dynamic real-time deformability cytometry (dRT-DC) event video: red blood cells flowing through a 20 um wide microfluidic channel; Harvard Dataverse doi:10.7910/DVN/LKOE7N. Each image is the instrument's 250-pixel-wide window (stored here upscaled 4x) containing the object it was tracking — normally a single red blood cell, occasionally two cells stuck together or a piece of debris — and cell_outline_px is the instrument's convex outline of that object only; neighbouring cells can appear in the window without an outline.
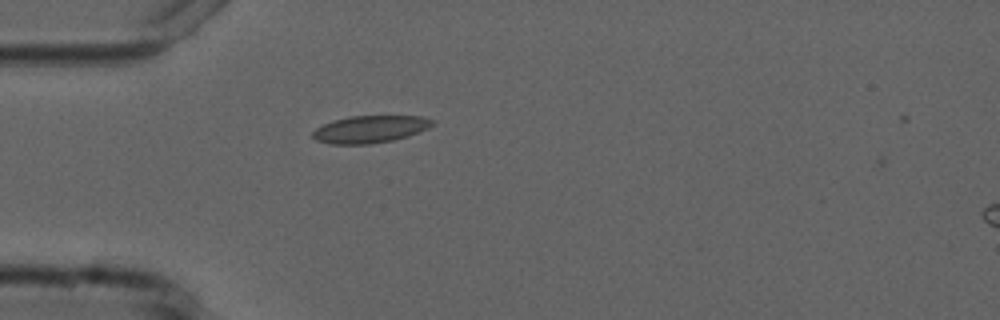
{"species": "common noctule bat (a hibernating species)", "species_latin": "Nyctalus noctula", "temperature_condition": "cold", "stored_images_in_passage": 1, "camera_frame_rate_fps": 3000, "um_per_image_px": 0.085, "animal": {"sex": "male", "forearm_length_mm": 52.5}, "frame": {"image": 1, "passage_image": 1, "time_ms": 0.0, "image_size_px": [1000, 320], "cell_outline_px": [[432, 124], [428, 128], [408, 136], [392, 140], [368, 144], [332, 144], [316, 140], [312, 136], [312, 132], [316, 128], [324, 124], [336, 120], [352, 116], [424, 116], [432, 120]], "centroid_in_image_um": [31.45, 10.98], "position_along_channel_um": 53.6, "area_um2": 18.73}}